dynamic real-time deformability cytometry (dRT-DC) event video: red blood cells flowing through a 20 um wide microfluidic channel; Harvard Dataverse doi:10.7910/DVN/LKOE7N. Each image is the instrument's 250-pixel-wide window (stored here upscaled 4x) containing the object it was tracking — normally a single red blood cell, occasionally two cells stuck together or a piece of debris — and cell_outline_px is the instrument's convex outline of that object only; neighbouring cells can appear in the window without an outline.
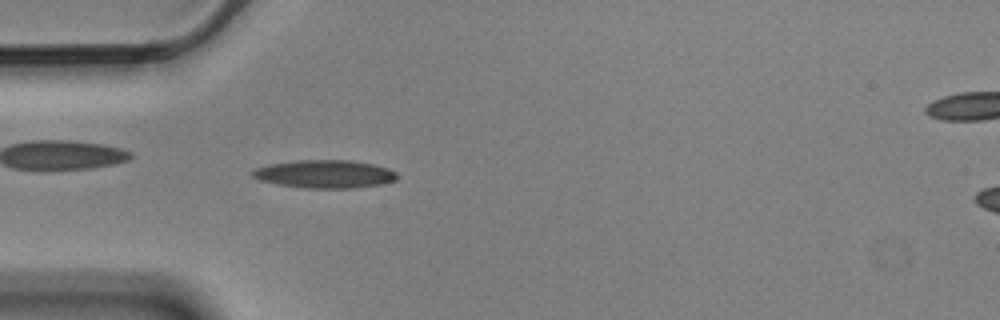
{"species": "Egyptian fruit bat (a non-hibernating species)", "species_latin": "Rousettus aegyptiacus", "temperature_condition": "cold", "stored_images_in_passage": 4, "camera_frame_rate_fps": 3000, "um_per_image_px": 0.085, "animal": {"sex": "male"}, "frame": {"image": 1, "passage_image": 4, "time_ms": 1.0, "image_size_px": [1000, 320], "cell_outline_px": [[400, 176], [396, 180], [384, 184], [356, 188], [304, 188], [276, 184], [260, 180], [252, 176], [248, 172], [256, 168], [268, 164], [296, 160], [352, 160], [376, 164], [388, 168], [396, 172]], "centroid_in_image_um": [27.63, 14.79], "position_along_channel_um": 57.4, "area_um2": 24.1}}